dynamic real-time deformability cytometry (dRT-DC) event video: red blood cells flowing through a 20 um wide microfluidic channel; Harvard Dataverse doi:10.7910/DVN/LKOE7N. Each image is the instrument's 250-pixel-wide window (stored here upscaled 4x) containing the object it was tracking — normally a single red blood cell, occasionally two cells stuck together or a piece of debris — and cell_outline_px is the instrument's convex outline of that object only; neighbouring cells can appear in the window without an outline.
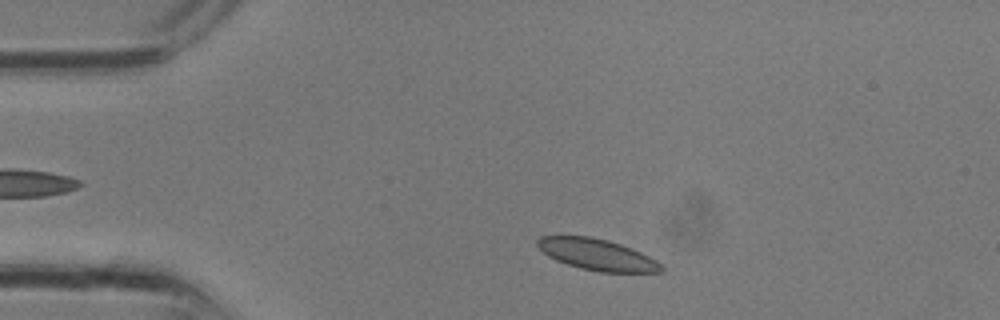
{"species": "common noctule bat (a hibernating species)", "species_latin": "Nyctalus noctula", "temperature_condition": "room temperature", "stored_images_in_passage": 17, "camera_frame_rate_fps": 3000, "um_per_image_px": 0.085, "animal": {"sex": "male", "body_mass_g": 13.3}, "frame": {"image": 1, "passage_image": 1, "time_ms": 0.0, "image_size_px": [1000, 320], "cell_outline_px": [[664, 272], [600, 272], [580, 268], [556, 260], [548, 256], [536, 244], [536, 240], [540, 236], [588, 236], [608, 240], [620, 244], [640, 252], [656, 260], [664, 268]], "centroid_in_image_um": [50.75, 21.64], "position_along_channel_um": 34.3, "area_um2": 22.37}}
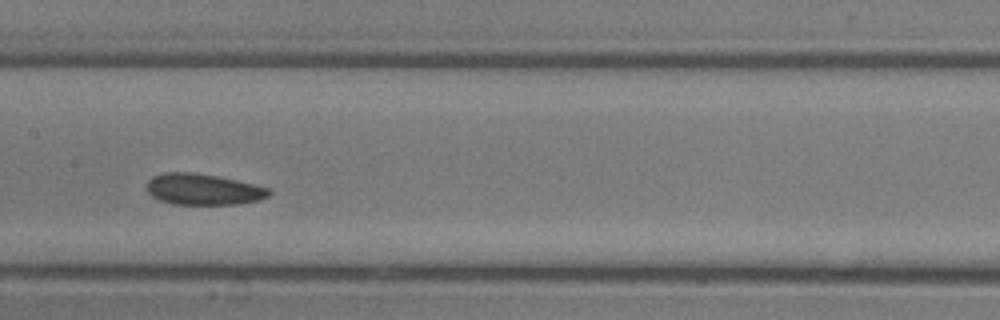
{"frame": {"image": 2, "passage_image": 10, "time_ms": 3.0, "image_size_px": [1000, 320], "cell_outline_px": [[272, 192], [268, 196], [260, 200], [236, 204], [172, 204], [160, 200], [152, 196], [148, 192], [148, 180], [152, 176], [164, 172], [192, 172], [220, 176], [268, 188]], "centroid_in_image_um": [17.26, 16.09], "position_along_channel_um": 190.1, "area_um2": 22.14}}
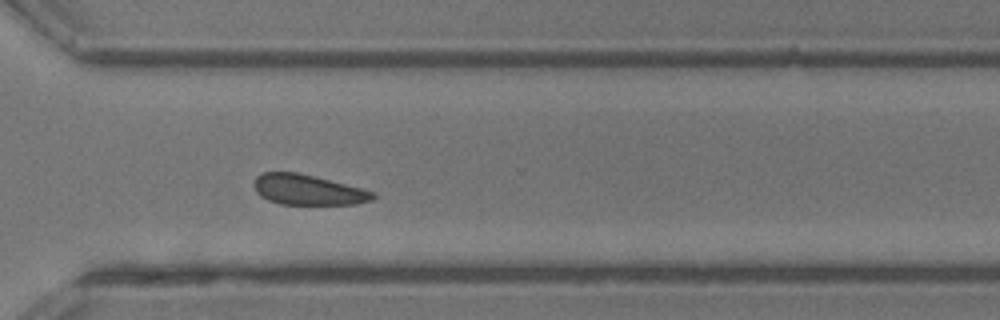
{"frame": {"image": 3, "passage_image": 17, "time_ms": 5.333, "image_size_px": [1000, 320], "cell_outline_px": [[376, 196], [372, 200], [356, 204], [280, 204], [268, 200], [260, 196], [256, 192], [252, 184], [256, 176], [264, 172], [296, 172], [316, 176], [364, 188], [376, 192]], "centroid_in_image_um": [26.19, 16.12], "position_along_channel_um": 344.4, "area_um2": 21.33}}